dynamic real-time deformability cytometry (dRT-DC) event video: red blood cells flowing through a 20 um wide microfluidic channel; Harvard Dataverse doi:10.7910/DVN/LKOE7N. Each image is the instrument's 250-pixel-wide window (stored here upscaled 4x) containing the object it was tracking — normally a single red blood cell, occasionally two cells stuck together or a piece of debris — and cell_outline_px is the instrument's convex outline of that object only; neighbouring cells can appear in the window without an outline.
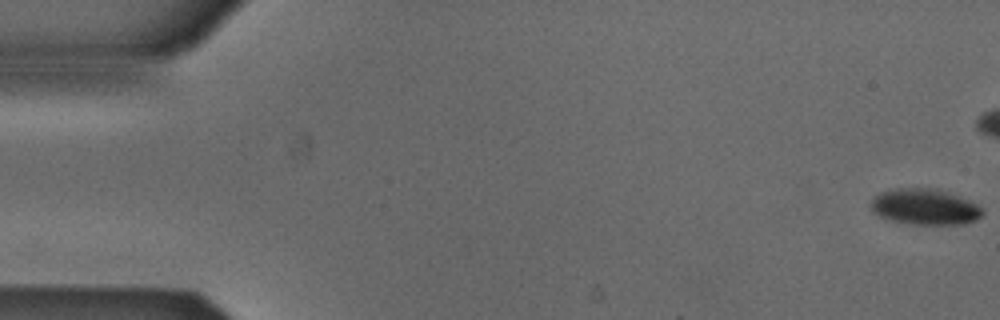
{"species": "Egyptian fruit bat (a non-hibernating species)", "species_latin": "Rousettus aegyptiacus", "temperature_condition": "cold", "stored_images_in_passage": 43, "camera_frame_rate_fps": 3000, "um_per_image_px": 0.085, "animal": {"sex": "male"}, "frame": {"image": 1, "passage_image": 1, "time_ms": 0.0, "image_size_px": [1000, 320], "cell_outline_px": [[984, 212], [976, 220], [964, 224], [912, 224], [892, 220], [880, 216], [872, 212], [868, 204], [880, 192], [896, 188], [936, 188], [960, 196], [984, 208]], "centroid_in_image_um": [78.61, 17.57], "position_along_channel_um": 6.4, "area_um2": 23.47}}
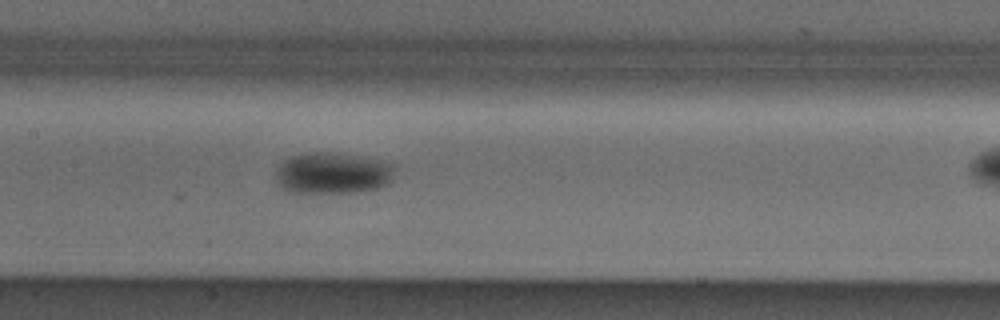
{"frame": {"image": 2, "passage_image": 26, "time_ms": 8.333, "image_size_px": [1000, 320], "cell_outline_px": [[396, 168], [392, 180], [388, 184], [376, 188], [356, 192], [292, 192], [280, 188], [276, 180], [276, 172], [280, 164], [284, 160], [292, 156], [308, 152], [328, 152], [360, 156], [392, 164]], "centroid_in_image_um": [28.27, 14.71], "position_along_channel_um": 179.1, "area_um2": 28.61}}
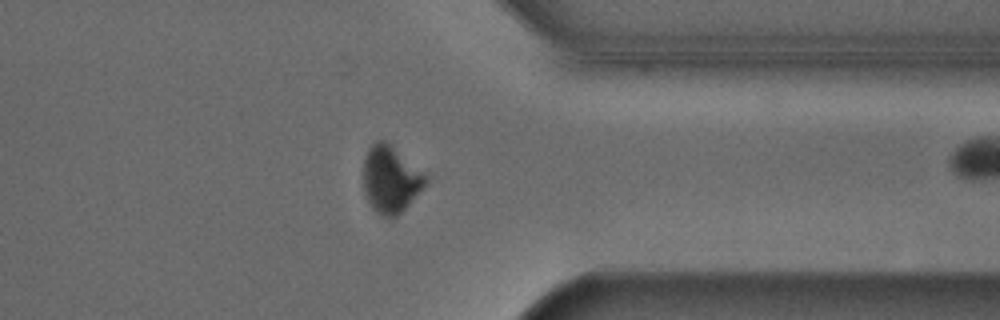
{"frame": {"image": 3, "passage_image": 42, "time_ms": 13.667, "image_size_px": [1000, 320], "cell_outline_px": [[428, 180], [408, 204], [392, 220], [380, 216], [368, 204], [364, 196], [364, 156], [368, 148], [376, 140], [384, 140], [424, 176]], "centroid_in_image_um": [33.1, 15.31], "position_along_channel_um": 378.3, "area_um2": 23.52}}